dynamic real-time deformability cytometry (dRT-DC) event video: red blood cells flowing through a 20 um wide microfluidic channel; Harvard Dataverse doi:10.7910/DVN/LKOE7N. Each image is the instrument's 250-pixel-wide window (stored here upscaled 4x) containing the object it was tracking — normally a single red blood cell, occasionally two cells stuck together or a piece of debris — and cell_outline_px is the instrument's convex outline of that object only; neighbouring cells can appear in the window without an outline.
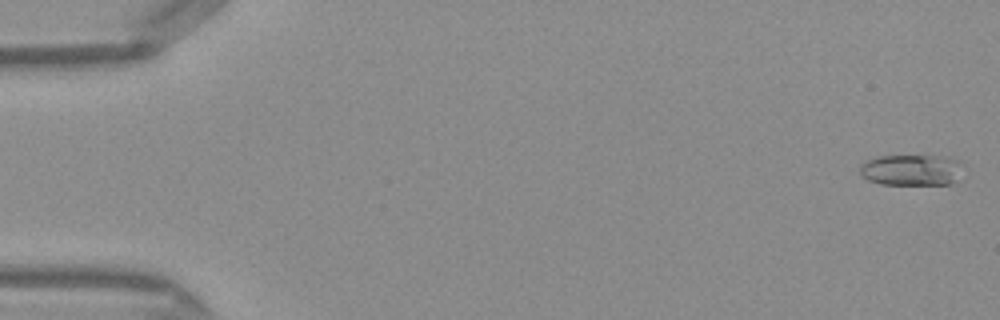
{"species": "Egyptian fruit bat (a non-hibernating species)", "species_latin": "Rousettus aegyptiacus", "temperature_condition": "warm", "stored_images_in_passage": 49, "camera_frame_rate_fps": 3000, "um_per_image_px": 0.085, "frame": {"image": 1, "passage_image": 1, "time_ms": 0.0, "image_size_px": [1000, 320], "cell_outline_px": [[956, 164], [952, 184], [880, 184], [868, 180], [860, 176], [860, 164], [864, 160], [872, 156], [940, 156], [956, 160]], "centroid_in_image_um": [77.23, 14.44], "position_along_channel_um": 7.8, "area_um2": 18.09}}
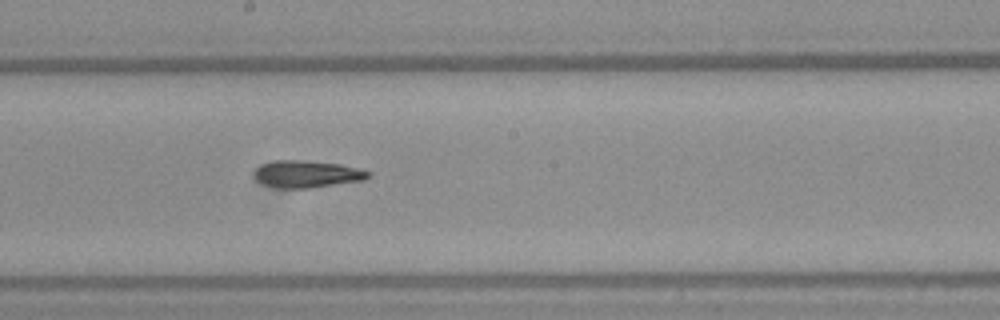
{"frame": {"image": 2, "passage_image": 27, "time_ms": 8.667, "image_size_px": [1000, 320], "cell_outline_px": [[372, 176], [364, 180], [308, 188], [280, 188], [264, 184], [256, 180], [256, 168], [260, 164], [276, 160], [304, 160], [340, 164], [360, 168], [372, 172]], "centroid_in_image_um": [26.14, 14.78], "position_along_channel_um": 222.1, "area_um2": 18.03}}
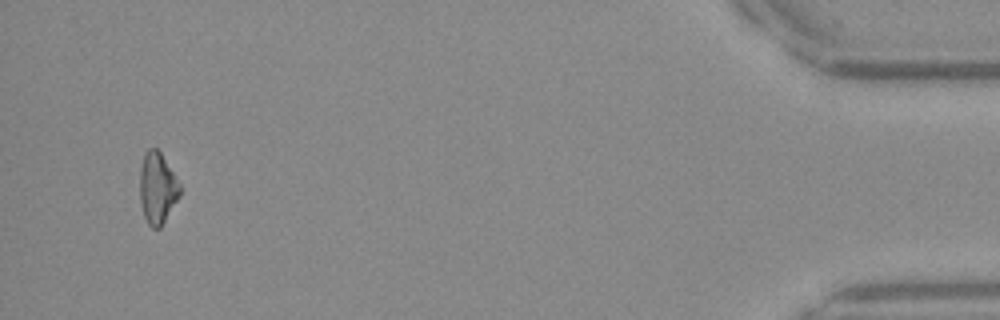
{"frame": {"image": 3, "passage_image": 47, "time_ms": 15.333, "image_size_px": [1000, 320], "cell_outline_px": [[180, 196], [160, 228], [152, 228], [148, 224], [144, 216], [140, 204], [140, 168], [144, 152], [148, 148], [156, 148], [160, 152], [180, 184]], "centroid_in_image_um": [13.36, 15.99], "position_along_channel_um": 421.8, "area_um2": 16.65}}